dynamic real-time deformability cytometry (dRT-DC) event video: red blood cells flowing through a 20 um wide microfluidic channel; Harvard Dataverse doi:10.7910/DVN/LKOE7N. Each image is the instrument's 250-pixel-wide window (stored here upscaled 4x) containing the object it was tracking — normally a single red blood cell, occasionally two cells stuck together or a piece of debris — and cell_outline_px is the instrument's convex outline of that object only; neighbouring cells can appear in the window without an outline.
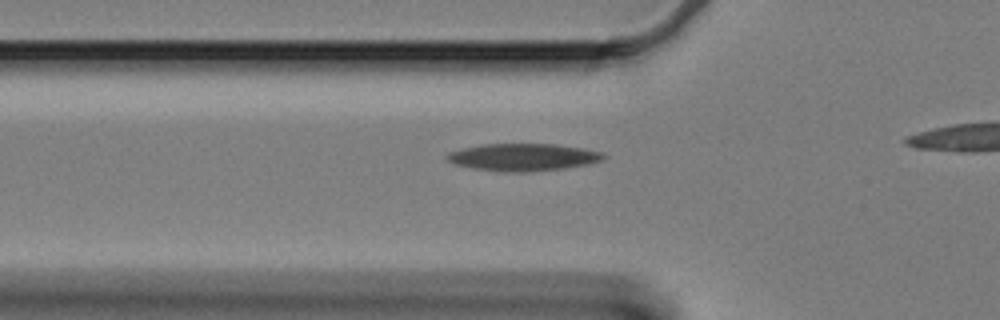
{"species": "Egyptian fruit bat (a non-hibernating species)", "species_latin": "Rousettus aegyptiacus", "temperature_condition": "cold", "stored_images_in_passage": 19, "camera_frame_rate_fps": 3000, "um_per_image_px": 0.085, "animal": {"sex": "female"}, "frame": {"image": 1, "passage_image": 13, "time_ms": 4.0, "image_size_px": [1000, 320], "cell_outline_px": [[608, 156], [604, 160], [588, 164], [564, 168], [524, 172], [500, 172], [472, 168], [456, 164], [448, 160], [444, 156], [448, 152], [480, 144], [556, 144], [584, 148], [604, 152]], "centroid_in_image_um": [44.5, 13.35], "position_along_channel_um": 81.3, "area_um2": 25.14}}
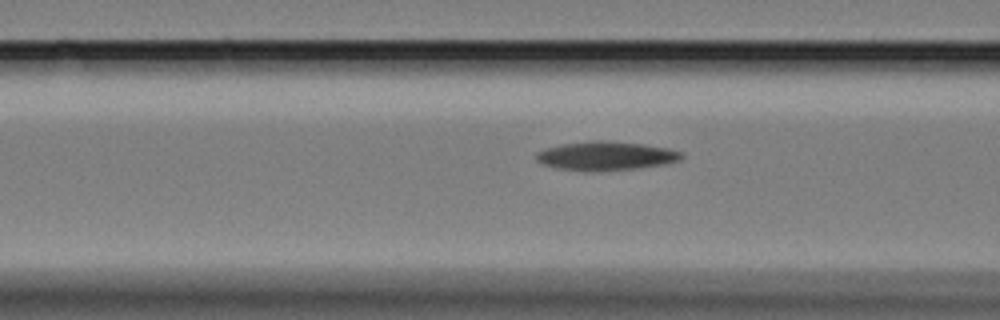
{"frame": {"image": 2, "passage_image": 16, "time_ms": 5.0, "image_size_px": [1000, 320], "cell_outline_px": [[684, 156], [680, 160], [664, 164], [640, 168], [556, 168], [540, 164], [536, 160], [536, 152], [548, 148], [564, 144], [592, 140], [600, 140], [644, 144], [668, 148], [684, 152]], "centroid_in_image_um": [51.56, 13.2], "position_along_channel_um": 115.0, "area_um2": 23.41}}